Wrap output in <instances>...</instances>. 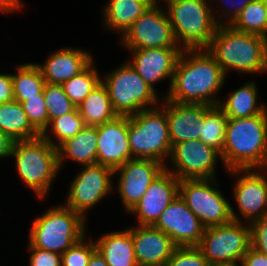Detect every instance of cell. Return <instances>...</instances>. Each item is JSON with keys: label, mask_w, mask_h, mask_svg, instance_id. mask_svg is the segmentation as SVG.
I'll return each mask as SVG.
<instances>
[{"label": "cell", "mask_w": 267, "mask_h": 266, "mask_svg": "<svg viewBox=\"0 0 267 266\" xmlns=\"http://www.w3.org/2000/svg\"><path fill=\"white\" fill-rule=\"evenodd\" d=\"M226 74L207 49H183L165 98L175 103L218 105Z\"/></svg>", "instance_id": "6da1fadb"}, {"label": "cell", "mask_w": 267, "mask_h": 266, "mask_svg": "<svg viewBox=\"0 0 267 266\" xmlns=\"http://www.w3.org/2000/svg\"><path fill=\"white\" fill-rule=\"evenodd\" d=\"M222 164L232 169L267 168V109L246 118H228Z\"/></svg>", "instance_id": "7a4b0ae2"}, {"label": "cell", "mask_w": 267, "mask_h": 266, "mask_svg": "<svg viewBox=\"0 0 267 266\" xmlns=\"http://www.w3.org/2000/svg\"><path fill=\"white\" fill-rule=\"evenodd\" d=\"M207 50L215 57L226 76L228 71L267 73L266 38L219 25Z\"/></svg>", "instance_id": "3957f363"}, {"label": "cell", "mask_w": 267, "mask_h": 266, "mask_svg": "<svg viewBox=\"0 0 267 266\" xmlns=\"http://www.w3.org/2000/svg\"><path fill=\"white\" fill-rule=\"evenodd\" d=\"M15 158L20 179L43 199L50 191L60 168L57 148L40 135L14 141L10 158Z\"/></svg>", "instance_id": "277c9868"}, {"label": "cell", "mask_w": 267, "mask_h": 266, "mask_svg": "<svg viewBox=\"0 0 267 266\" xmlns=\"http://www.w3.org/2000/svg\"><path fill=\"white\" fill-rule=\"evenodd\" d=\"M86 220L65 204L54 206L34 219L29 244L41 250L63 254L86 236Z\"/></svg>", "instance_id": "5b68a950"}, {"label": "cell", "mask_w": 267, "mask_h": 266, "mask_svg": "<svg viewBox=\"0 0 267 266\" xmlns=\"http://www.w3.org/2000/svg\"><path fill=\"white\" fill-rule=\"evenodd\" d=\"M211 0H170L166 12L181 49H207L218 25ZM183 46V48H182Z\"/></svg>", "instance_id": "8992f818"}, {"label": "cell", "mask_w": 267, "mask_h": 266, "mask_svg": "<svg viewBox=\"0 0 267 266\" xmlns=\"http://www.w3.org/2000/svg\"><path fill=\"white\" fill-rule=\"evenodd\" d=\"M132 159H151L166 164L172 150L165 110L160 106L128 116Z\"/></svg>", "instance_id": "52a82bcc"}, {"label": "cell", "mask_w": 267, "mask_h": 266, "mask_svg": "<svg viewBox=\"0 0 267 266\" xmlns=\"http://www.w3.org/2000/svg\"><path fill=\"white\" fill-rule=\"evenodd\" d=\"M216 182L215 178L180 180L179 196L205 227L241 222Z\"/></svg>", "instance_id": "ba28073f"}, {"label": "cell", "mask_w": 267, "mask_h": 266, "mask_svg": "<svg viewBox=\"0 0 267 266\" xmlns=\"http://www.w3.org/2000/svg\"><path fill=\"white\" fill-rule=\"evenodd\" d=\"M105 85L112 106L118 116H132L144 109L156 107L157 92L151 88L126 61L106 78Z\"/></svg>", "instance_id": "9c48e42d"}, {"label": "cell", "mask_w": 267, "mask_h": 266, "mask_svg": "<svg viewBox=\"0 0 267 266\" xmlns=\"http://www.w3.org/2000/svg\"><path fill=\"white\" fill-rule=\"evenodd\" d=\"M245 223L232 221L205 227L197 247L211 266L240 263L251 246L250 224Z\"/></svg>", "instance_id": "30bf717a"}, {"label": "cell", "mask_w": 267, "mask_h": 266, "mask_svg": "<svg viewBox=\"0 0 267 266\" xmlns=\"http://www.w3.org/2000/svg\"><path fill=\"white\" fill-rule=\"evenodd\" d=\"M159 7L150 6L121 36L126 49L180 48L166 10Z\"/></svg>", "instance_id": "8fae6325"}, {"label": "cell", "mask_w": 267, "mask_h": 266, "mask_svg": "<svg viewBox=\"0 0 267 266\" xmlns=\"http://www.w3.org/2000/svg\"><path fill=\"white\" fill-rule=\"evenodd\" d=\"M170 160L174 167L165 169L179 180L215 178L220 153L200 139L180 142L172 147ZM174 169V170H173Z\"/></svg>", "instance_id": "7c38bea8"}, {"label": "cell", "mask_w": 267, "mask_h": 266, "mask_svg": "<svg viewBox=\"0 0 267 266\" xmlns=\"http://www.w3.org/2000/svg\"><path fill=\"white\" fill-rule=\"evenodd\" d=\"M83 167L69 186L65 205L86 218L88 209L114 189L111 180L114 171L98 163Z\"/></svg>", "instance_id": "4fadbf2b"}, {"label": "cell", "mask_w": 267, "mask_h": 266, "mask_svg": "<svg viewBox=\"0 0 267 266\" xmlns=\"http://www.w3.org/2000/svg\"><path fill=\"white\" fill-rule=\"evenodd\" d=\"M257 170L232 169L228 172L232 176H238L234 184L233 198L240 215L249 224L267 216V175L263 174V170L267 173V168L261 169L262 173L259 172L260 169Z\"/></svg>", "instance_id": "5bb4252c"}, {"label": "cell", "mask_w": 267, "mask_h": 266, "mask_svg": "<svg viewBox=\"0 0 267 266\" xmlns=\"http://www.w3.org/2000/svg\"><path fill=\"white\" fill-rule=\"evenodd\" d=\"M165 170V165L151 160L134 158L114 170L120 173L117 192L129 213L140 201L150 184Z\"/></svg>", "instance_id": "9a60e30c"}, {"label": "cell", "mask_w": 267, "mask_h": 266, "mask_svg": "<svg viewBox=\"0 0 267 266\" xmlns=\"http://www.w3.org/2000/svg\"><path fill=\"white\" fill-rule=\"evenodd\" d=\"M154 227L166 233L177 247L198 246L205 230L180 196L161 213Z\"/></svg>", "instance_id": "2e32d148"}, {"label": "cell", "mask_w": 267, "mask_h": 266, "mask_svg": "<svg viewBox=\"0 0 267 266\" xmlns=\"http://www.w3.org/2000/svg\"><path fill=\"white\" fill-rule=\"evenodd\" d=\"M97 163L113 171L132 159L128 137V116H117L97 126Z\"/></svg>", "instance_id": "e0dca14e"}, {"label": "cell", "mask_w": 267, "mask_h": 266, "mask_svg": "<svg viewBox=\"0 0 267 266\" xmlns=\"http://www.w3.org/2000/svg\"><path fill=\"white\" fill-rule=\"evenodd\" d=\"M179 179L166 169L150 184L137 205L129 212L137 215L138 225L154 226L161 213L179 196Z\"/></svg>", "instance_id": "ac0fdd59"}, {"label": "cell", "mask_w": 267, "mask_h": 266, "mask_svg": "<svg viewBox=\"0 0 267 266\" xmlns=\"http://www.w3.org/2000/svg\"><path fill=\"white\" fill-rule=\"evenodd\" d=\"M181 48H145L133 49L132 61H128L139 76L155 91V83L161 80H173L176 63Z\"/></svg>", "instance_id": "d6986e66"}, {"label": "cell", "mask_w": 267, "mask_h": 266, "mask_svg": "<svg viewBox=\"0 0 267 266\" xmlns=\"http://www.w3.org/2000/svg\"><path fill=\"white\" fill-rule=\"evenodd\" d=\"M162 108L165 110L170 143L175 144L194 139H200V125L198 124L205 113L212 107L205 104L175 103L163 99Z\"/></svg>", "instance_id": "ffe728a7"}, {"label": "cell", "mask_w": 267, "mask_h": 266, "mask_svg": "<svg viewBox=\"0 0 267 266\" xmlns=\"http://www.w3.org/2000/svg\"><path fill=\"white\" fill-rule=\"evenodd\" d=\"M138 266H165L177 247L172 239L154 226L130 228Z\"/></svg>", "instance_id": "44dd1931"}, {"label": "cell", "mask_w": 267, "mask_h": 266, "mask_svg": "<svg viewBox=\"0 0 267 266\" xmlns=\"http://www.w3.org/2000/svg\"><path fill=\"white\" fill-rule=\"evenodd\" d=\"M89 51L80 48H61L52 52L39 67L45 83L62 84L83 72L92 62Z\"/></svg>", "instance_id": "7402d4cb"}, {"label": "cell", "mask_w": 267, "mask_h": 266, "mask_svg": "<svg viewBox=\"0 0 267 266\" xmlns=\"http://www.w3.org/2000/svg\"><path fill=\"white\" fill-rule=\"evenodd\" d=\"M97 127L85 126L78 134L65 140L57 147L59 168L64 159L70 158L76 163L86 166L97 163L98 147Z\"/></svg>", "instance_id": "603a6c76"}, {"label": "cell", "mask_w": 267, "mask_h": 266, "mask_svg": "<svg viewBox=\"0 0 267 266\" xmlns=\"http://www.w3.org/2000/svg\"><path fill=\"white\" fill-rule=\"evenodd\" d=\"M95 244L109 266H138L130 229L103 234Z\"/></svg>", "instance_id": "cb8c5ba5"}, {"label": "cell", "mask_w": 267, "mask_h": 266, "mask_svg": "<svg viewBox=\"0 0 267 266\" xmlns=\"http://www.w3.org/2000/svg\"><path fill=\"white\" fill-rule=\"evenodd\" d=\"M102 12V25L123 35L149 7L144 0H109Z\"/></svg>", "instance_id": "d4e9b609"}, {"label": "cell", "mask_w": 267, "mask_h": 266, "mask_svg": "<svg viewBox=\"0 0 267 266\" xmlns=\"http://www.w3.org/2000/svg\"><path fill=\"white\" fill-rule=\"evenodd\" d=\"M257 88L253 81L246 82L242 87L229 93V98L220 101L218 106L226 114L227 118H246L264 112L266 105L257 103ZM258 104V105H257Z\"/></svg>", "instance_id": "484cf974"}, {"label": "cell", "mask_w": 267, "mask_h": 266, "mask_svg": "<svg viewBox=\"0 0 267 266\" xmlns=\"http://www.w3.org/2000/svg\"><path fill=\"white\" fill-rule=\"evenodd\" d=\"M77 108L86 126L97 127L118 116L102 81Z\"/></svg>", "instance_id": "4316f807"}, {"label": "cell", "mask_w": 267, "mask_h": 266, "mask_svg": "<svg viewBox=\"0 0 267 266\" xmlns=\"http://www.w3.org/2000/svg\"><path fill=\"white\" fill-rule=\"evenodd\" d=\"M0 130L15 141L40 136L31 126L22 103L15 100L0 104Z\"/></svg>", "instance_id": "83f0119b"}, {"label": "cell", "mask_w": 267, "mask_h": 266, "mask_svg": "<svg viewBox=\"0 0 267 266\" xmlns=\"http://www.w3.org/2000/svg\"><path fill=\"white\" fill-rule=\"evenodd\" d=\"M12 74L14 100L22 103L32 97H38L44 90L45 80L36 63H24Z\"/></svg>", "instance_id": "f1b7e54d"}, {"label": "cell", "mask_w": 267, "mask_h": 266, "mask_svg": "<svg viewBox=\"0 0 267 266\" xmlns=\"http://www.w3.org/2000/svg\"><path fill=\"white\" fill-rule=\"evenodd\" d=\"M228 118L218 106H212L204 118L198 123L200 125V140L205 144L222 153Z\"/></svg>", "instance_id": "f546056e"}, {"label": "cell", "mask_w": 267, "mask_h": 266, "mask_svg": "<svg viewBox=\"0 0 267 266\" xmlns=\"http://www.w3.org/2000/svg\"><path fill=\"white\" fill-rule=\"evenodd\" d=\"M235 30L267 37V14L263 0L251 1L230 25Z\"/></svg>", "instance_id": "4dcf8cb0"}, {"label": "cell", "mask_w": 267, "mask_h": 266, "mask_svg": "<svg viewBox=\"0 0 267 266\" xmlns=\"http://www.w3.org/2000/svg\"><path fill=\"white\" fill-rule=\"evenodd\" d=\"M92 62L83 72L61 84L65 94L78 107L100 83L101 77Z\"/></svg>", "instance_id": "1f68e13d"}, {"label": "cell", "mask_w": 267, "mask_h": 266, "mask_svg": "<svg viewBox=\"0 0 267 266\" xmlns=\"http://www.w3.org/2000/svg\"><path fill=\"white\" fill-rule=\"evenodd\" d=\"M49 126L55 136L54 138H56L58 142L53 140V136H50L51 132H49V134L48 132H44L42 136L52 146L57 148L65 140L78 134L86 125L76 107L73 111L53 119L49 123Z\"/></svg>", "instance_id": "d6a6232c"}, {"label": "cell", "mask_w": 267, "mask_h": 266, "mask_svg": "<svg viewBox=\"0 0 267 266\" xmlns=\"http://www.w3.org/2000/svg\"><path fill=\"white\" fill-rule=\"evenodd\" d=\"M43 95L48 113V128L53 119L65 115L76 108L65 94L61 84L45 83Z\"/></svg>", "instance_id": "836d02e7"}, {"label": "cell", "mask_w": 267, "mask_h": 266, "mask_svg": "<svg viewBox=\"0 0 267 266\" xmlns=\"http://www.w3.org/2000/svg\"><path fill=\"white\" fill-rule=\"evenodd\" d=\"M31 126L42 135L48 131V113L43 92L38 97H32L22 102Z\"/></svg>", "instance_id": "e575fe53"}, {"label": "cell", "mask_w": 267, "mask_h": 266, "mask_svg": "<svg viewBox=\"0 0 267 266\" xmlns=\"http://www.w3.org/2000/svg\"><path fill=\"white\" fill-rule=\"evenodd\" d=\"M95 249V241L90 239L88 241L87 236H84L61 254L62 266H87L90 256Z\"/></svg>", "instance_id": "d590c367"}, {"label": "cell", "mask_w": 267, "mask_h": 266, "mask_svg": "<svg viewBox=\"0 0 267 266\" xmlns=\"http://www.w3.org/2000/svg\"><path fill=\"white\" fill-rule=\"evenodd\" d=\"M165 266H211L197 246L176 247Z\"/></svg>", "instance_id": "8d00e7d4"}, {"label": "cell", "mask_w": 267, "mask_h": 266, "mask_svg": "<svg viewBox=\"0 0 267 266\" xmlns=\"http://www.w3.org/2000/svg\"><path fill=\"white\" fill-rule=\"evenodd\" d=\"M251 247L267 256V216L250 224Z\"/></svg>", "instance_id": "74e56055"}, {"label": "cell", "mask_w": 267, "mask_h": 266, "mask_svg": "<svg viewBox=\"0 0 267 266\" xmlns=\"http://www.w3.org/2000/svg\"><path fill=\"white\" fill-rule=\"evenodd\" d=\"M30 250L29 266H62L61 254L45 251L28 245Z\"/></svg>", "instance_id": "f35d334b"}, {"label": "cell", "mask_w": 267, "mask_h": 266, "mask_svg": "<svg viewBox=\"0 0 267 266\" xmlns=\"http://www.w3.org/2000/svg\"><path fill=\"white\" fill-rule=\"evenodd\" d=\"M227 1H229V2H226L225 8H226L227 3H228V5H230V4L232 5V6L230 5V7H229L230 9H225V11L222 13V15L220 14V16H218L219 15L218 13H217V16H216V13L213 14L214 20L218 26L219 25L220 26L221 25H231L234 22V20L239 16L240 12L253 0H238V1L237 0L236 1L235 0H227ZM223 16H224V19L228 18L227 22H226V19L221 20V21H223V22H221L220 19L218 20V18H215V17L221 18Z\"/></svg>", "instance_id": "ab89813d"}, {"label": "cell", "mask_w": 267, "mask_h": 266, "mask_svg": "<svg viewBox=\"0 0 267 266\" xmlns=\"http://www.w3.org/2000/svg\"><path fill=\"white\" fill-rule=\"evenodd\" d=\"M14 100L12 76L0 73V104Z\"/></svg>", "instance_id": "60d3db41"}, {"label": "cell", "mask_w": 267, "mask_h": 266, "mask_svg": "<svg viewBox=\"0 0 267 266\" xmlns=\"http://www.w3.org/2000/svg\"><path fill=\"white\" fill-rule=\"evenodd\" d=\"M240 262L242 266H267V256L250 246Z\"/></svg>", "instance_id": "b9f144b4"}, {"label": "cell", "mask_w": 267, "mask_h": 266, "mask_svg": "<svg viewBox=\"0 0 267 266\" xmlns=\"http://www.w3.org/2000/svg\"><path fill=\"white\" fill-rule=\"evenodd\" d=\"M14 141L8 134L0 130V158L10 157Z\"/></svg>", "instance_id": "7bdbcfd3"}, {"label": "cell", "mask_w": 267, "mask_h": 266, "mask_svg": "<svg viewBox=\"0 0 267 266\" xmlns=\"http://www.w3.org/2000/svg\"><path fill=\"white\" fill-rule=\"evenodd\" d=\"M23 4L21 0H0V12L2 13H13L15 11H22Z\"/></svg>", "instance_id": "ee69618b"}, {"label": "cell", "mask_w": 267, "mask_h": 266, "mask_svg": "<svg viewBox=\"0 0 267 266\" xmlns=\"http://www.w3.org/2000/svg\"><path fill=\"white\" fill-rule=\"evenodd\" d=\"M87 266H109V265L106 263L103 255L97 249H95L90 256Z\"/></svg>", "instance_id": "f6af8a7d"}, {"label": "cell", "mask_w": 267, "mask_h": 266, "mask_svg": "<svg viewBox=\"0 0 267 266\" xmlns=\"http://www.w3.org/2000/svg\"><path fill=\"white\" fill-rule=\"evenodd\" d=\"M215 266H242V264L240 262V265L238 263H233V264H220V265H215Z\"/></svg>", "instance_id": "bcb514c9"}, {"label": "cell", "mask_w": 267, "mask_h": 266, "mask_svg": "<svg viewBox=\"0 0 267 266\" xmlns=\"http://www.w3.org/2000/svg\"><path fill=\"white\" fill-rule=\"evenodd\" d=\"M150 6H155V0H144Z\"/></svg>", "instance_id": "7dc6e473"}, {"label": "cell", "mask_w": 267, "mask_h": 266, "mask_svg": "<svg viewBox=\"0 0 267 266\" xmlns=\"http://www.w3.org/2000/svg\"><path fill=\"white\" fill-rule=\"evenodd\" d=\"M264 2V7H265V10H266V14H267V0H263Z\"/></svg>", "instance_id": "c3c4849f"}, {"label": "cell", "mask_w": 267, "mask_h": 266, "mask_svg": "<svg viewBox=\"0 0 267 266\" xmlns=\"http://www.w3.org/2000/svg\"><path fill=\"white\" fill-rule=\"evenodd\" d=\"M165 2H167V1H170V0H164ZM159 1L158 0H155V6H158V3Z\"/></svg>", "instance_id": "681fc988"}]
</instances>
